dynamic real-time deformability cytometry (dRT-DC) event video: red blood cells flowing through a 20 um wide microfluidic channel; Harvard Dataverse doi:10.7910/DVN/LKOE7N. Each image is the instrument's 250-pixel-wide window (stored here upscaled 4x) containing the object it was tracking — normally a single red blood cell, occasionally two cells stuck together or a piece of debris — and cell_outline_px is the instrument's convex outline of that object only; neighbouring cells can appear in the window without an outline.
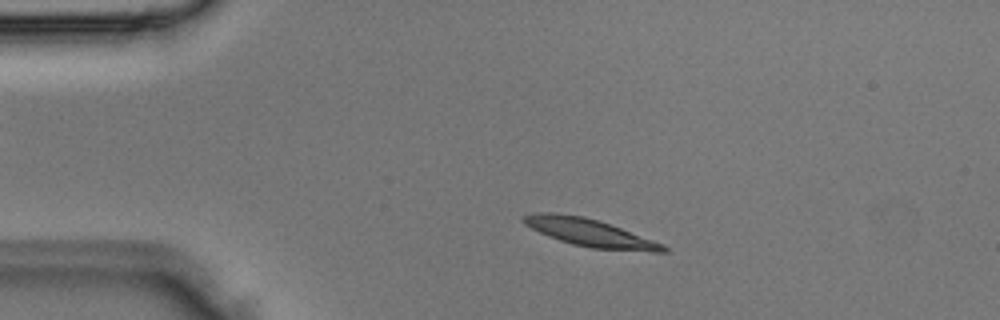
{"species": "Egyptian fruit bat (a non-hibernating species)", "species_latin": "Rousettus aegyptiacus", "temperature_condition": "room temperature", "stored_images_in_passage": 4, "camera_frame_rate_fps": 3000, "um_per_image_px": 0.085, "animal": {"sex": "male"}, "frame": {"image": 1, "passage_image": 2, "time_ms": 0.333, "image_size_px": [1000, 320], "cell_outline_px": [[668, 252], [652, 252], [592, 248], [572, 244], [548, 236], [524, 224], [520, 220], [520, 216], [532, 212], [552, 212], [584, 216], [600, 220], [664, 244], [668, 248]], "centroid_in_image_um": [50.11, 19.76], "position_along_channel_um": 34.9, "area_um2": 22.72}}
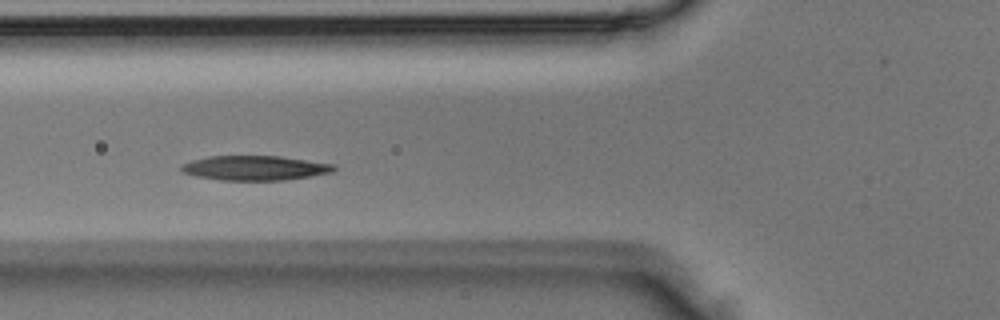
{"frame": {"image": 2, "passage_image": 4, "time_ms": 1.0, "image_size_px": [1000, 320], "cell_outline_px": [[336, 168], [332, 172], [312, 176], [284, 180], [220, 180], [196, 176], [184, 172], [180, 168], [180, 164], [192, 160], [208, 156], [280, 156], [336, 164]], "centroid_in_image_um": [21.68, 14.27], "position_along_channel_um": 104.1, "area_um2": 21.96}}